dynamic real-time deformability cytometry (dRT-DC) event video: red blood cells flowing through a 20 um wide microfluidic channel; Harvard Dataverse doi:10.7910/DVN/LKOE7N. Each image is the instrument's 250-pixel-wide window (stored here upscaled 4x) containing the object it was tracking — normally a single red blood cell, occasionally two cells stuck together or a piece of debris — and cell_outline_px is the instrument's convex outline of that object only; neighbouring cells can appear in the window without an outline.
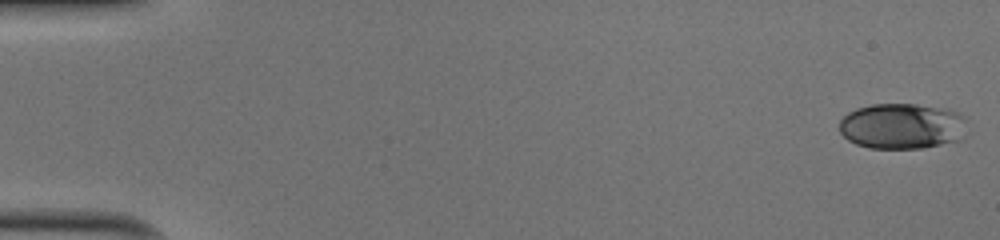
{"species": "human", "species_latin": "Homo sapiens", "temperature_condition": "cold", "stored_images_in_passage": 51, "camera_frame_rate_fps": 3000, "um_per_image_px": 0.085, "donor": {"sex": "male"}, "frame": {"image": 1, "passage_image": 1, "time_ms": 0.0, "image_size_px": [1000, 240], "cell_outline_px": [[972, 132], [964, 140], [924, 148], [868, 148], [856, 144], [848, 140], [840, 132], [840, 120], [848, 112], [856, 108], [872, 104], [916, 104], [952, 108], [968, 116]], "centroid_in_image_um": [76.87, 10.71], "position_along_channel_um": 8.1, "area_um2": 35.6}}
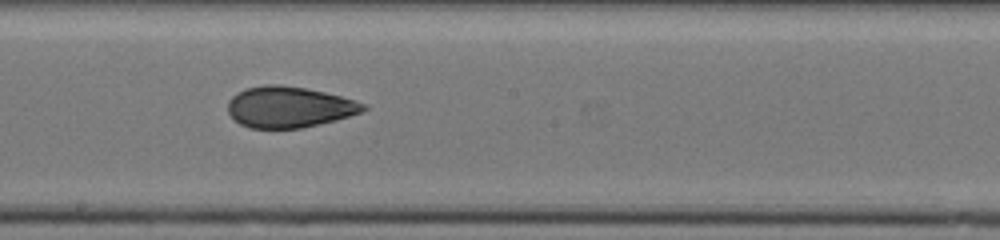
{"frame": {"image": 2, "passage_image": 29, "time_ms": 9.333, "image_size_px": [1000, 240], "cell_outline_px": [[368, 108], [360, 112], [336, 120], [300, 128], [248, 128], [240, 124], [228, 112], [228, 100], [236, 92], [244, 88], [268, 84], [280, 84], [304, 88], [324, 92], [340, 96], [368, 104]], "centroid_in_image_um": [24.55, 9.09], "position_along_channel_um": 223.6, "area_um2": 32.37}}
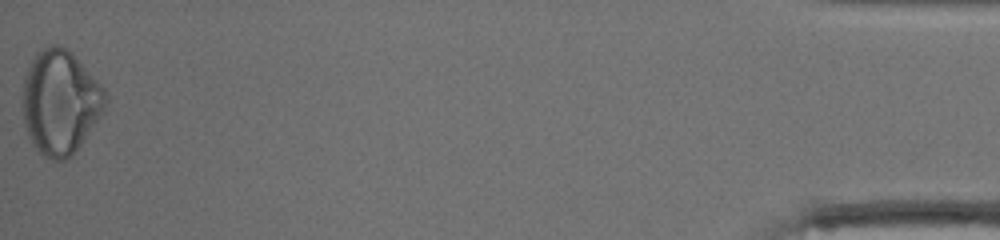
{"frame": {"image": 3, "passage_image": 51, "time_ms": 16.667, "image_size_px": [1000, 240], "cell_outline_px": [[108, 100], [104, 112], [72, 156], [64, 160], [52, 160], [36, 152], [28, 136], [24, 124], [20, 100], [24, 76], [36, 52], [48, 44], [56, 44], [68, 48], [72, 52], [104, 88], [108, 96]], "centroid_in_image_um": [5.1, 8.68], "position_along_channel_um": 430.1, "area_um2": 51.33}, "authors_computed_cell_mechanics": {"area_um2": 33.813, "velocity_mm_per_s": 4.0582, "shape_relaxation_time_tau1_ms": 10.6894, "shape_relaxation_time_tau2_ms": 1.9967, "deformation_change_tau1": 0.2041, "deformation_change_tau2": 0.0787}}